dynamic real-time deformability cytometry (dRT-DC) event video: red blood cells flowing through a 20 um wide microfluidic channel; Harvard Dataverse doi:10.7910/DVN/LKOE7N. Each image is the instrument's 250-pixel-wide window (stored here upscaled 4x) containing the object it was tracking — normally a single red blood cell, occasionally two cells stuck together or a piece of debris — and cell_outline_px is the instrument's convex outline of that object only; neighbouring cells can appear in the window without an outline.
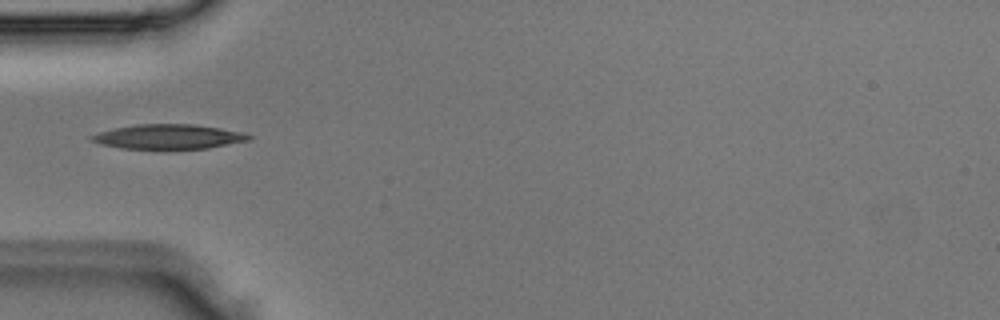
{"species": "Egyptian fruit bat (a non-hibernating species)", "species_latin": "Rousettus aegyptiacus", "temperature_condition": "room temperature", "stored_images_in_passage": 2, "camera_frame_rate_fps": 3000, "um_per_image_px": 0.085, "animal": {"sex": "male"}, "frame": {"image": 1, "passage_image": 2, "time_ms": 0.333, "image_size_px": [1000, 320], "cell_outline_px": [[252, 140], [208, 148], [120, 148], [100, 144], [88, 140], [88, 136], [100, 132], [116, 128], [136, 124], [192, 124], [220, 128], [244, 132], [252, 136]], "centroid_in_image_um": [14.33, 11.61], "position_along_channel_um": 70.7, "area_um2": 22.48}}